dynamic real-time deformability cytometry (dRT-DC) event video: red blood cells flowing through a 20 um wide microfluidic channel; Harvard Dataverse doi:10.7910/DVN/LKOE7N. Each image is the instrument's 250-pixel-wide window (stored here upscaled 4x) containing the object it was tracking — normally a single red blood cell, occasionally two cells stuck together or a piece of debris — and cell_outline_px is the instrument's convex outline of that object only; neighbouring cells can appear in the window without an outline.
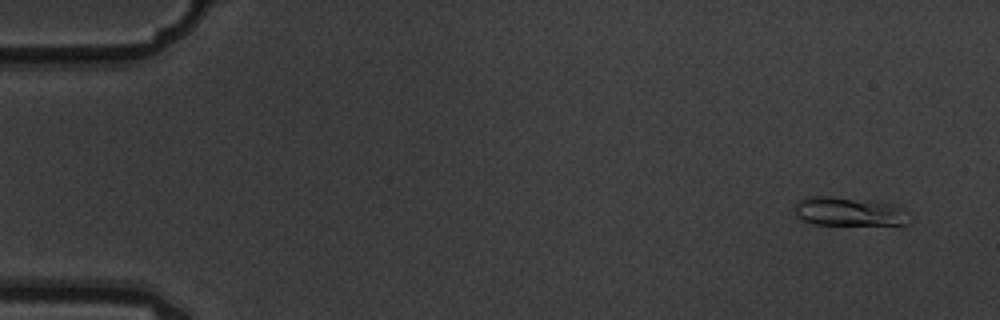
{"species": "common noctule bat (a hibernating species)", "species_latin": "Nyctalus noctula", "temperature_condition": "warm", "stored_images_in_passage": 8, "camera_frame_rate_fps": 3000, "um_per_image_px": 0.085, "animal": {"sex": "male", "body_mass_g": 19.5, "forearm_length_mm": 54.6}, "frame": {"image": 1, "passage_image": 1, "time_ms": 0.0, "image_size_px": [1000, 320], "cell_outline_px": [[912, 224], [904, 228], [812, 224], [796, 216], [792, 208], [792, 204], [796, 200], [808, 196], [832, 196], [868, 200], [892, 204], [904, 208], [912, 216]], "centroid_in_image_um": [72.31, 18.05], "position_along_channel_um": 12.7, "area_um2": 21.21}}
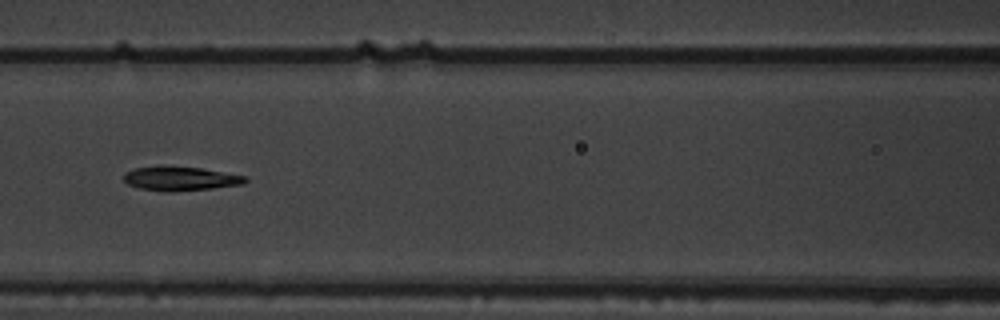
{"frame": {"image": 2, "passage_image": 7, "time_ms": 2.0, "image_size_px": [1000, 320], "cell_outline_px": [[248, 180], [244, 184], [212, 188], [172, 192], [164, 192], [140, 188], [128, 184], [124, 180], [124, 172], [136, 168], [200, 168], [244, 176]], "centroid_in_image_um": [15.34, 15.22], "position_along_channel_um": 151.3, "area_um2": 16.36}}
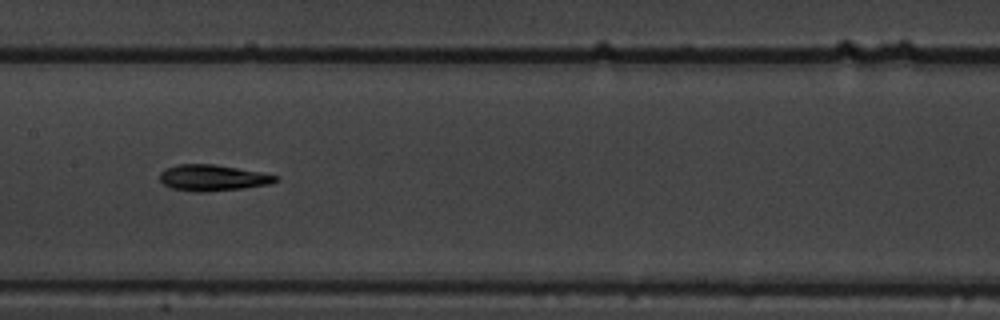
{"frame": {"image": 3, "passage_image": 8, "time_ms": 2.333, "image_size_px": [1000, 320], "cell_outline_px": [[280, 180], [272, 184], [244, 188], [204, 192], [196, 192], [168, 188], [160, 180], [160, 172], [164, 168], [176, 164], [212, 164], [264, 172], [280, 176]], "centroid_in_image_um": [18.11, 15.11], "position_along_channel_um": 189.3, "area_um2": 18.03}}